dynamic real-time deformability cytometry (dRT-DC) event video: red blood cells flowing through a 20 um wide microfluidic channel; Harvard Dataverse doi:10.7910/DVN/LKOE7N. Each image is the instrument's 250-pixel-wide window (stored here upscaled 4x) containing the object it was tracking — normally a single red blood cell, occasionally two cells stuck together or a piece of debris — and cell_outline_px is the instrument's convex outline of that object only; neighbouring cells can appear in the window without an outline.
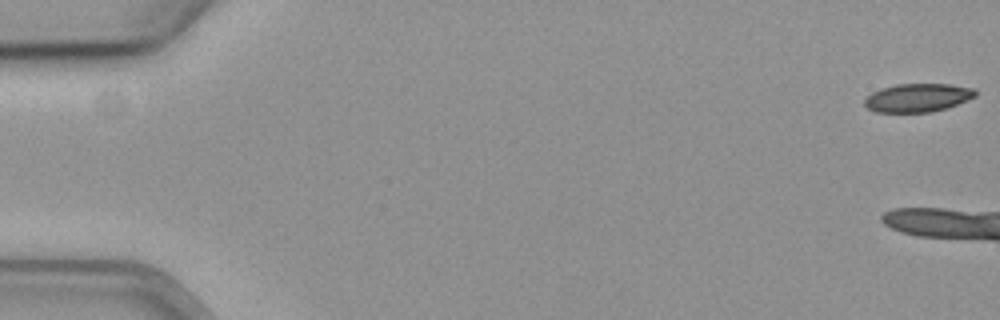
{"species": "common noctule bat (a hibernating species)", "species_latin": "Nyctalus noctula", "temperature_condition": "cold", "stored_images_in_passage": 7, "camera_frame_rate_fps": 3000, "um_per_image_px": 0.085, "animal": {"sex": "female", "body_mass_g": 19.3, "forearm_length_mm": 54.1}, "frame": {"image": 1, "passage_image": 1, "time_ms": 0.0, "image_size_px": [1000, 320], "cell_outline_px": [[976, 96], [956, 104], [932, 112], [876, 112], [868, 108], [864, 104], [864, 100], [872, 92], [896, 84], [952, 84], [976, 88]], "centroid_in_image_um": [78.02, 8.3], "position_along_channel_um": 7.0, "area_um2": 18.21}}